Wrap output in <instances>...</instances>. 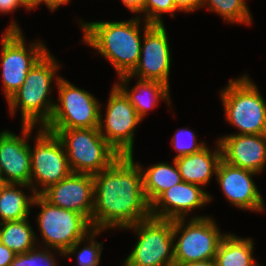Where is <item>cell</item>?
Returning a JSON list of instances; mask_svg holds the SVG:
<instances>
[{
    "label": "cell",
    "instance_id": "obj_1",
    "mask_svg": "<svg viewBox=\"0 0 266 266\" xmlns=\"http://www.w3.org/2000/svg\"><path fill=\"white\" fill-rule=\"evenodd\" d=\"M93 177V229H127L151 216L150 204L143 189L142 172L134 162L133 154L120 156L109 168Z\"/></svg>",
    "mask_w": 266,
    "mask_h": 266
},
{
    "label": "cell",
    "instance_id": "obj_2",
    "mask_svg": "<svg viewBox=\"0 0 266 266\" xmlns=\"http://www.w3.org/2000/svg\"><path fill=\"white\" fill-rule=\"evenodd\" d=\"M140 21L137 16L120 22H81L83 42L108 59L119 77L130 74L140 58Z\"/></svg>",
    "mask_w": 266,
    "mask_h": 266
},
{
    "label": "cell",
    "instance_id": "obj_3",
    "mask_svg": "<svg viewBox=\"0 0 266 266\" xmlns=\"http://www.w3.org/2000/svg\"><path fill=\"white\" fill-rule=\"evenodd\" d=\"M58 68L56 59L47 51L30 69L20 89L7 101L12 115L21 108L22 125L35 126L39 121L43 128L49 122L55 103L48 96Z\"/></svg>",
    "mask_w": 266,
    "mask_h": 266
},
{
    "label": "cell",
    "instance_id": "obj_4",
    "mask_svg": "<svg viewBox=\"0 0 266 266\" xmlns=\"http://www.w3.org/2000/svg\"><path fill=\"white\" fill-rule=\"evenodd\" d=\"M45 130L61 140L72 173L95 175L109 168L121 156L98 128Z\"/></svg>",
    "mask_w": 266,
    "mask_h": 266
},
{
    "label": "cell",
    "instance_id": "obj_5",
    "mask_svg": "<svg viewBox=\"0 0 266 266\" xmlns=\"http://www.w3.org/2000/svg\"><path fill=\"white\" fill-rule=\"evenodd\" d=\"M32 205L41 206L37 221L45 246L56 249L61 255L75 254L87 233L93 230L82 214L55 206L41 194H36Z\"/></svg>",
    "mask_w": 266,
    "mask_h": 266
},
{
    "label": "cell",
    "instance_id": "obj_6",
    "mask_svg": "<svg viewBox=\"0 0 266 266\" xmlns=\"http://www.w3.org/2000/svg\"><path fill=\"white\" fill-rule=\"evenodd\" d=\"M221 91L226 119L238 134H266V102L248 76L230 80Z\"/></svg>",
    "mask_w": 266,
    "mask_h": 266
},
{
    "label": "cell",
    "instance_id": "obj_7",
    "mask_svg": "<svg viewBox=\"0 0 266 266\" xmlns=\"http://www.w3.org/2000/svg\"><path fill=\"white\" fill-rule=\"evenodd\" d=\"M138 233V242L124 266H174L173 220L150 216L127 227Z\"/></svg>",
    "mask_w": 266,
    "mask_h": 266
},
{
    "label": "cell",
    "instance_id": "obj_8",
    "mask_svg": "<svg viewBox=\"0 0 266 266\" xmlns=\"http://www.w3.org/2000/svg\"><path fill=\"white\" fill-rule=\"evenodd\" d=\"M184 221L185 218L173 220L174 239L181 233L174 245V266L215 259L226 234L220 233L217 224L210 217H194L187 226H184Z\"/></svg>",
    "mask_w": 266,
    "mask_h": 266
},
{
    "label": "cell",
    "instance_id": "obj_9",
    "mask_svg": "<svg viewBox=\"0 0 266 266\" xmlns=\"http://www.w3.org/2000/svg\"><path fill=\"white\" fill-rule=\"evenodd\" d=\"M60 104H54L44 129L98 128L101 106L89 92L56 77Z\"/></svg>",
    "mask_w": 266,
    "mask_h": 266
},
{
    "label": "cell",
    "instance_id": "obj_10",
    "mask_svg": "<svg viewBox=\"0 0 266 266\" xmlns=\"http://www.w3.org/2000/svg\"><path fill=\"white\" fill-rule=\"evenodd\" d=\"M1 38V64L4 94L9 100L25 82L28 72L48 51L40 41L27 50L20 27L12 22Z\"/></svg>",
    "mask_w": 266,
    "mask_h": 266
},
{
    "label": "cell",
    "instance_id": "obj_11",
    "mask_svg": "<svg viewBox=\"0 0 266 266\" xmlns=\"http://www.w3.org/2000/svg\"><path fill=\"white\" fill-rule=\"evenodd\" d=\"M35 139L34 149L30 147L31 190L35 194H41L49 186L68 177L72 171L64 146L56 134L40 128ZM33 178L43 187L40 191Z\"/></svg>",
    "mask_w": 266,
    "mask_h": 266
},
{
    "label": "cell",
    "instance_id": "obj_12",
    "mask_svg": "<svg viewBox=\"0 0 266 266\" xmlns=\"http://www.w3.org/2000/svg\"><path fill=\"white\" fill-rule=\"evenodd\" d=\"M106 110L105 119H102L100 111L99 132L119 155H132L134 130L142 119L116 85L111 90Z\"/></svg>",
    "mask_w": 266,
    "mask_h": 266
},
{
    "label": "cell",
    "instance_id": "obj_13",
    "mask_svg": "<svg viewBox=\"0 0 266 266\" xmlns=\"http://www.w3.org/2000/svg\"><path fill=\"white\" fill-rule=\"evenodd\" d=\"M143 37L139 62L129 75H137L141 80H156L169 86L171 52L164 25L146 22Z\"/></svg>",
    "mask_w": 266,
    "mask_h": 266
},
{
    "label": "cell",
    "instance_id": "obj_14",
    "mask_svg": "<svg viewBox=\"0 0 266 266\" xmlns=\"http://www.w3.org/2000/svg\"><path fill=\"white\" fill-rule=\"evenodd\" d=\"M94 193L93 175L71 173L41 195L55 206L82 214L91 223Z\"/></svg>",
    "mask_w": 266,
    "mask_h": 266
},
{
    "label": "cell",
    "instance_id": "obj_15",
    "mask_svg": "<svg viewBox=\"0 0 266 266\" xmlns=\"http://www.w3.org/2000/svg\"><path fill=\"white\" fill-rule=\"evenodd\" d=\"M33 127L22 125V138L7 130L0 133V174L6 183L31 186V155L27 140Z\"/></svg>",
    "mask_w": 266,
    "mask_h": 266
},
{
    "label": "cell",
    "instance_id": "obj_16",
    "mask_svg": "<svg viewBox=\"0 0 266 266\" xmlns=\"http://www.w3.org/2000/svg\"><path fill=\"white\" fill-rule=\"evenodd\" d=\"M254 171L235 167L221 160L217 168V182L223 194L231 204L240 209L251 211H264V201L257 189L253 175Z\"/></svg>",
    "mask_w": 266,
    "mask_h": 266
},
{
    "label": "cell",
    "instance_id": "obj_17",
    "mask_svg": "<svg viewBox=\"0 0 266 266\" xmlns=\"http://www.w3.org/2000/svg\"><path fill=\"white\" fill-rule=\"evenodd\" d=\"M211 200V196L201 186L182 181L165 190L150 205V215L168 220L185 218L189 211Z\"/></svg>",
    "mask_w": 266,
    "mask_h": 266
},
{
    "label": "cell",
    "instance_id": "obj_18",
    "mask_svg": "<svg viewBox=\"0 0 266 266\" xmlns=\"http://www.w3.org/2000/svg\"><path fill=\"white\" fill-rule=\"evenodd\" d=\"M222 160L256 173L266 165V134H233L218 140Z\"/></svg>",
    "mask_w": 266,
    "mask_h": 266
},
{
    "label": "cell",
    "instance_id": "obj_19",
    "mask_svg": "<svg viewBox=\"0 0 266 266\" xmlns=\"http://www.w3.org/2000/svg\"><path fill=\"white\" fill-rule=\"evenodd\" d=\"M218 149L211 152L204 147L197 153L175 158L182 181L199 186L207 185L211 176L216 175L217 168L222 160V153L219 142Z\"/></svg>",
    "mask_w": 266,
    "mask_h": 266
},
{
    "label": "cell",
    "instance_id": "obj_20",
    "mask_svg": "<svg viewBox=\"0 0 266 266\" xmlns=\"http://www.w3.org/2000/svg\"><path fill=\"white\" fill-rule=\"evenodd\" d=\"M119 78L121 83H116L115 85L129 99L141 119H143L149 109L157 106V102H159L160 99L166 100V102L171 104L169 101V86L165 83L156 80L139 79L137 85L132 88L131 91H128L127 83L132 77L129 74H126ZM144 95H147V98Z\"/></svg>",
    "mask_w": 266,
    "mask_h": 266
},
{
    "label": "cell",
    "instance_id": "obj_21",
    "mask_svg": "<svg viewBox=\"0 0 266 266\" xmlns=\"http://www.w3.org/2000/svg\"><path fill=\"white\" fill-rule=\"evenodd\" d=\"M143 189L148 203L151 205L165 190L182 182L178 166L173 158V164L157 163L143 169L140 164Z\"/></svg>",
    "mask_w": 266,
    "mask_h": 266
},
{
    "label": "cell",
    "instance_id": "obj_22",
    "mask_svg": "<svg viewBox=\"0 0 266 266\" xmlns=\"http://www.w3.org/2000/svg\"><path fill=\"white\" fill-rule=\"evenodd\" d=\"M253 245L250 238L226 234L215 256L217 266H260L252 256Z\"/></svg>",
    "mask_w": 266,
    "mask_h": 266
},
{
    "label": "cell",
    "instance_id": "obj_23",
    "mask_svg": "<svg viewBox=\"0 0 266 266\" xmlns=\"http://www.w3.org/2000/svg\"><path fill=\"white\" fill-rule=\"evenodd\" d=\"M16 186L29 187L24 184L7 183L0 193V220L20 221L28 218L30 214V204L32 206L35 193L32 196H26L24 192Z\"/></svg>",
    "mask_w": 266,
    "mask_h": 266
},
{
    "label": "cell",
    "instance_id": "obj_24",
    "mask_svg": "<svg viewBox=\"0 0 266 266\" xmlns=\"http://www.w3.org/2000/svg\"><path fill=\"white\" fill-rule=\"evenodd\" d=\"M27 219L0 222V242L16 255L35 248L36 235Z\"/></svg>",
    "mask_w": 266,
    "mask_h": 266
},
{
    "label": "cell",
    "instance_id": "obj_25",
    "mask_svg": "<svg viewBox=\"0 0 266 266\" xmlns=\"http://www.w3.org/2000/svg\"><path fill=\"white\" fill-rule=\"evenodd\" d=\"M205 4L211 12H216L228 22L251 23V14L244 0H202V6Z\"/></svg>",
    "mask_w": 266,
    "mask_h": 266
},
{
    "label": "cell",
    "instance_id": "obj_26",
    "mask_svg": "<svg viewBox=\"0 0 266 266\" xmlns=\"http://www.w3.org/2000/svg\"><path fill=\"white\" fill-rule=\"evenodd\" d=\"M53 254L46 249L37 250L36 247L26 253L17 254L9 266H56Z\"/></svg>",
    "mask_w": 266,
    "mask_h": 266
},
{
    "label": "cell",
    "instance_id": "obj_27",
    "mask_svg": "<svg viewBox=\"0 0 266 266\" xmlns=\"http://www.w3.org/2000/svg\"><path fill=\"white\" fill-rule=\"evenodd\" d=\"M175 11L178 10L173 0H145L144 9L142 10L145 13V23L159 25L163 24L162 13H171V16L174 17Z\"/></svg>",
    "mask_w": 266,
    "mask_h": 266
},
{
    "label": "cell",
    "instance_id": "obj_28",
    "mask_svg": "<svg viewBox=\"0 0 266 266\" xmlns=\"http://www.w3.org/2000/svg\"><path fill=\"white\" fill-rule=\"evenodd\" d=\"M185 137L189 138L188 142L186 141L187 139H184ZM196 140L195 134L189 129L178 130L172 138V145L175 147L174 150L178 152L174 159L180 156L197 153L207 146L205 142L197 143Z\"/></svg>",
    "mask_w": 266,
    "mask_h": 266
},
{
    "label": "cell",
    "instance_id": "obj_29",
    "mask_svg": "<svg viewBox=\"0 0 266 266\" xmlns=\"http://www.w3.org/2000/svg\"><path fill=\"white\" fill-rule=\"evenodd\" d=\"M101 232L102 230L93 229L86 236V241L89 240L90 244L78 251L77 261L79 266H98L103 247L101 243L94 240V237Z\"/></svg>",
    "mask_w": 266,
    "mask_h": 266
},
{
    "label": "cell",
    "instance_id": "obj_30",
    "mask_svg": "<svg viewBox=\"0 0 266 266\" xmlns=\"http://www.w3.org/2000/svg\"><path fill=\"white\" fill-rule=\"evenodd\" d=\"M178 11L192 12L202 7V0H173Z\"/></svg>",
    "mask_w": 266,
    "mask_h": 266
},
{
    "label": "cell",
    "instance_id": "obj_31",
    "mask_svg": "<svg viewBox=\"0 0 266 266\" xmlns=\"http://www.w3.org/2000/svg\"><path fill=\"white\" fill-rule=\"evenodd\" d=\"M16 254L0 242V266H9Z\"/></svg>",
    "mask_w": 266,
    "mask_h": 266
},
{
    "label": "cell",
    "instance_id": "obj_32",
    "mask_svg": "<svg viewBox=\"0 0 266 266\" xmlns=\"http://www.w3.org/2000/svg\"><path fill=\"white\" fill-rule=\"evenodd\" d=\"M24 6L18 0H0V13H10L17 7Z\"/></svg>",
    "mask_w": 266,
    "mask_h": 266
},
{
    "label": "cell",
    "instance_id": "obj_33",
    "mask_svg": "<svg viewBox=\"0 0 266 266\" xmlns=\"http://www.w3.org/2000/svg\"><path fill=\"white\" fill-rule=\"evenodd\" d=\"M43 2L47 5V7L50 10L54 11L55 9L60 7L62 4L69 3V0H33V9Z\"/></svg>",
    "mask_w": 266,
    "mask_h": 266
},
{
    "label": "cell",
    "instance_id": "obj_34",
    "mask_svg": "<svg viewBox=\"0 0 266 266\" xmlns=\"http://www.w3.org/2000/svg\"><path fill=\"white\" fill-rule=\"evenodd\" d=\"M123 4L133 13H142L145 0H122Z\"/></svg>",
    "mask_w": 266,
    "mask_h": 266
},
{
    "label": "cell",
    "instance_id": "obj_35",
    "mask_svg": "<svg viewBox=\"0 0 266 266\" xmlns=\"http://www.w3.org/2000/svg\"><path fill=\"white\" fill-rule=\"evenodd\" d=\"M182 266H217V264L215 259H208V260L193 262Z\"/></svg>",
    "mask_w": 266,
    "mask_h": 266
},
{
    "label": "cell",
    "instance_id": "obj_36",
    "mask_svg": "<svg viewBox=\"0 0 266 266\" xmlns=\"http://www.w3.org/2000/svg\"><path fill=\"white\" fill-rule=\"evenodd\" d=\"M28 10L33 9V0H18Z\"/></svg>",
    "mask_w": 266,
    "mask_h": 266
},
{
    "label": "cell",
    "instance_id": "obj_37",
    "mask_svg": "<svg viewBox=\"0 0 266 266\" xmlns=\"http://www.w3.org/2000/svg\"><path fill=\"white\" fill-rule=\"evenodd\" d=\"M6 184H7V183H6V181L4 180L3 176L0 175V193H1L2 189H3V187H4Z\"/></svg>",
    "mask_w": 266,
    "mask_h": 266
}]
</instances>
